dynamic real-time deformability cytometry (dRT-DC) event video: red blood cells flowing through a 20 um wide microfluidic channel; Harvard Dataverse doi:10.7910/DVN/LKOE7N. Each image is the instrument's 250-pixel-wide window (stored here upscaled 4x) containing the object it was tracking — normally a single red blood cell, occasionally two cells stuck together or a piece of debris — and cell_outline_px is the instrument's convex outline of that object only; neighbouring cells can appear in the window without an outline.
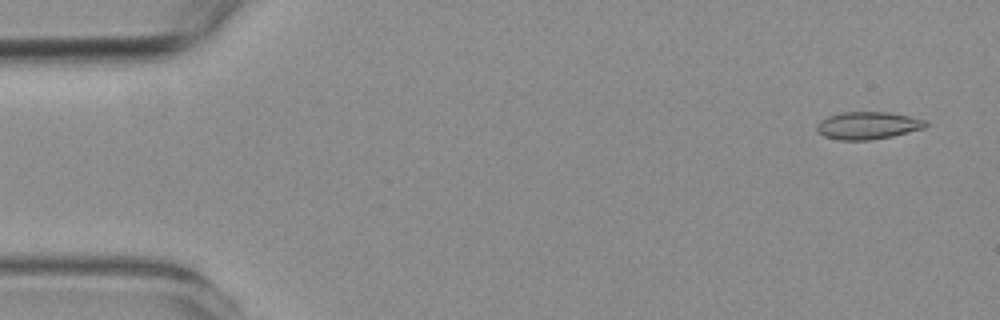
{"species": "common noctule bat (a hibernating species)", "species_latin": "Nyctalus noctula", "temperature_condition": "room temperature", "stored_images_in_passage": 57, "camera_frame_rate_fps": 3000, "um_per_image_px": 0.085, "animal": {"sex": "female", "body_mass_g": 19.3, "forearm_length_mm": 54.1}, "frame": {"image": 1, "passage_image": 3, "time_ms": 0.667, "image_size_px": [1000, 320], "cell_outline_px": [[928, 124], [924, 128], [892, 136], [868, 140], [840, 140], [824, 136], [816, 132], [816, 124], [820, 120], [828, 116], [840, 112], [888, 112], [908, 116], [924, 120]], "centroid_in_image_um": [73.7, 10.66], "position_along_channel_um": 11.3, "area_um2": 17.4}}
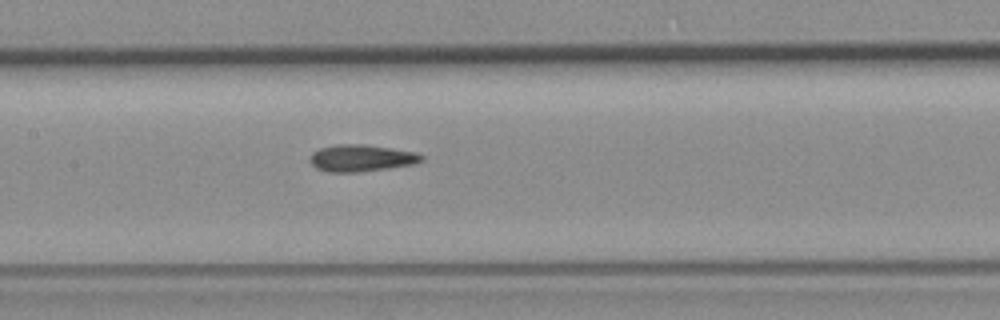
{"frame": {"image": 2, "passage_image": 27, "time_ms": 8.667, "image_size_px": [1000, 320], "cell_outline_px": [[424, 160], [416, 164], [360, 172], [328, 172], [316, 168], [312, 164], [312, 152], [320, 148], [336, 144], [364, 144], [392, 148], [416, 152], [424, 156]], "centroid_in_image_um": [30.76, 13.43], "position_along_channel_um": 176.6, "area_um2": 17.51}}
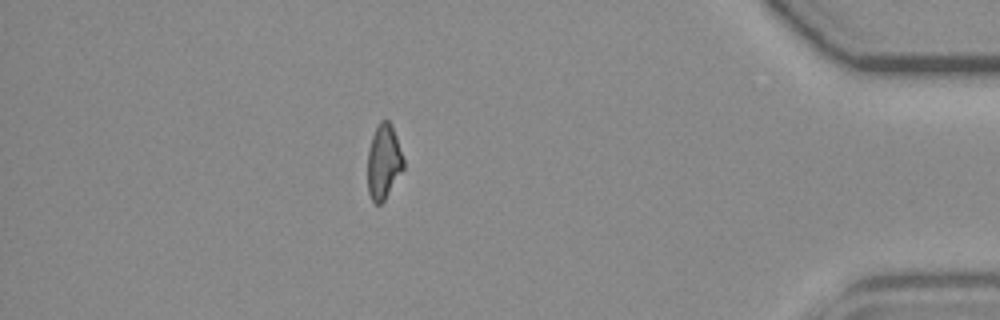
{"frame": {"image": 3, "passage_image": 50, "time_ms": 16.333, "image_size_px": [1000, 320], "cell_outline_px": [[404, 168], [384, 200], [380, 204], [376, 204], [372, 200], [368, 192], [368, 148], [372, 136], [380, 120], [388, 120], [392, 124], [404, 160]], "centroid_in_image_um": [32.61, 13.73], "position_along_channel_um": 402.6, "area_um2": 15.55}, "authors_computed_cell_mechanics": {"area_um2": 16.9354, "velocity_mm_per_s": 3.5674, "shape_relaxation_time_tau1_ms": null, "shape_relaxation_time_tau2_ms": 3.5816, "deformation_change_tau1": null, "deformation_change_tau2": 0.0973}}